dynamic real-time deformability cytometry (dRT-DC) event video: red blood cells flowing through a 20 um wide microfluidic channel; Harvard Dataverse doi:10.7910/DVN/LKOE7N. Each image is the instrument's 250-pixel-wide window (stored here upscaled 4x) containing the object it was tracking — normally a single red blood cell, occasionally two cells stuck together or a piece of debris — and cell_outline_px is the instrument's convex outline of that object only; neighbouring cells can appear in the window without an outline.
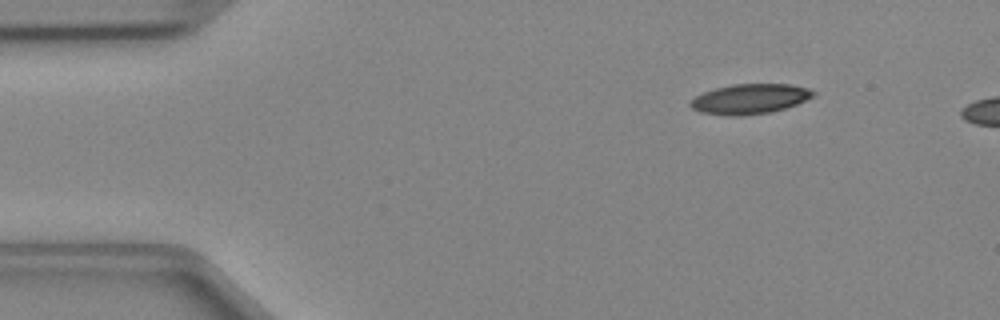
{"species": "Egyptian fruit bat (a non-hibernating species)", "species_latin": "Rousettus aegyptiacus", "temperature_condition": "cold", "stored_images_in_passage": 5, "camera_frame_rate_fps": 3000, "um_per_image_px": 0.085, "animal": {"sex": "female"}, "frame": {"image": 1, "passage_image": 1, "time_ms": 0.0, "image_size_px": [1000, 320], "cell_outline_px": [[816, 96], [796, 104], [772, 112], [740, 116], [728, 116], [700, 112], [692, 108], [688, 104], [696, 96], [704, 92], [716, 88], [732, 84], [788, 84], [808, 88], [816, 92]], "centroid_in_image_um": [63.75, 8.41], "position_along_channel_um": 21.3, "area_um2": 21.5}}